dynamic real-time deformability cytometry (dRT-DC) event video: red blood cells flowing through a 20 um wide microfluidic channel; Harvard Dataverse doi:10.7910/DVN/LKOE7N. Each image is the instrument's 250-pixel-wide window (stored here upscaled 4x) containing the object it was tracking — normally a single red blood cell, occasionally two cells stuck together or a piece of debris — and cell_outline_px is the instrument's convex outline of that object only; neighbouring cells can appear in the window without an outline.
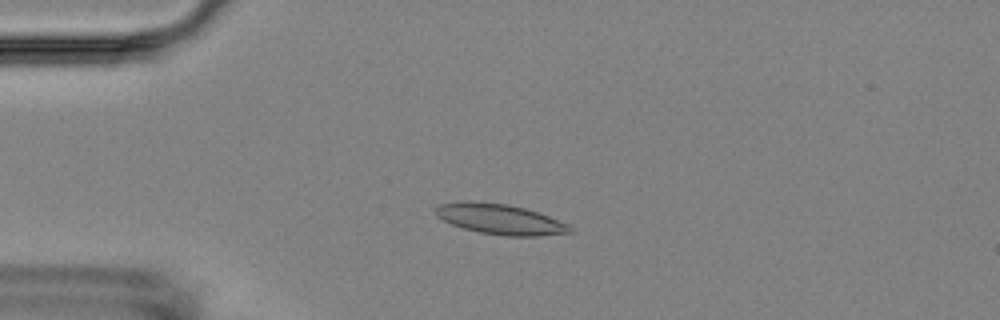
{"species": "Egyptian fruit bat (a non-hibernating species)", "species_latin": "Rousettus aegyptiacus", "temperature_condition": "room temperature", "stored_images_in_passage": 8, "camera_frame_rate_fps": 3000, "um_per_image_px": 0.085, "animal": {"sex": "female"}, "frame": {"image": 1, "passage_image": 4, "time_ms": 3.333, "image_size_px": [1000, 320], "cell_outline_px": [[572, 232], [540, 236], [504, 236], [480, 232], [464, 228], [452, 224], [436, 216], [432, 212], [432, 208], [440, 204], [460, 200], [472, 200], [508, 204], [524, 208], [548, 216], [568, 224], [572, 228]], "centroid_in_image_um": [42.43, 18.61], "position_along_channel_um": 42.6, "area_um2": 23.99}}
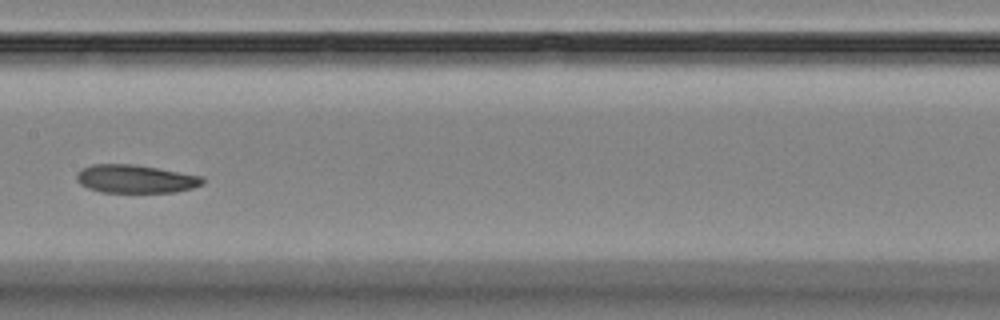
{"frame": {"image": 2, "passage_image": 8, "time_ms": 8.333, "image_size_px": [1000, 320], "cell_outline_px": [[204, 184], [192, 188], [176, 192], [100, 192], [88, 188], [80, 184], [76, 180], [76, 172], [80, 168], [92, 164], [136, 164], [204, 176]], "centroid_in_image_um": [11.51, 15.2], "position_along_channel_um": 195.9, "area_um2": 21.04}}